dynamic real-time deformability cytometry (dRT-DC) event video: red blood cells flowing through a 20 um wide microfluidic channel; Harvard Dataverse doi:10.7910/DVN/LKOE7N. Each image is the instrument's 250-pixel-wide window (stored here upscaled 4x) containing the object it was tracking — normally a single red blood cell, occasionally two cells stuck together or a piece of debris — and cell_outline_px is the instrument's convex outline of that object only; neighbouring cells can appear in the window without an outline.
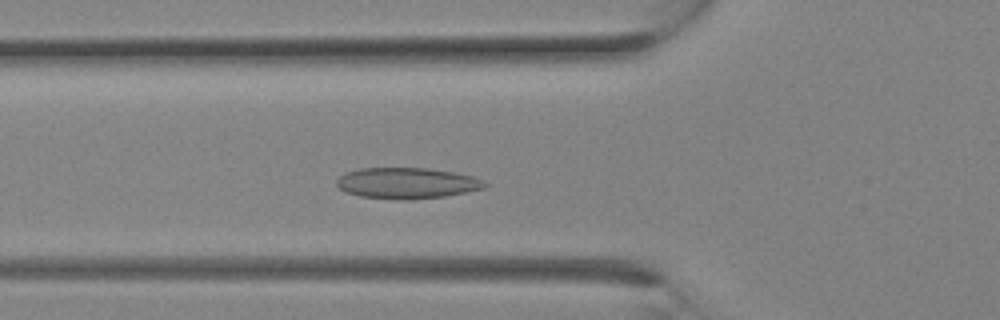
{"species": "Egyptian fruit bat (a non-hibernating species)", "species_latin": "Rousettus aegyptiacus", "temperature_condition": "room temperature", "stored_images_in_passage": 9, "camera_frame_rate_fps": 3000, "um_per_image_px": 0.085, "animal": {"sex": "female"}, "frame": {"image": 1, "passage_image": 7, "time_ms": 2.0, "image_size_px": [1000, 320], "cell_outline_px": [[488, 184], [484, 188], [444, 196], [396, 200], [360, 196], [348, 192], [340, 188], [336, 184], [336, 180], [344, 172], [360, 168], [428, 168], [452, 172], [472, 176], [484, 180]], "centroid_in_image_um": [34.56, 15.55], "position_along_channel_um": 91.2, "area_um2": 26.53}}
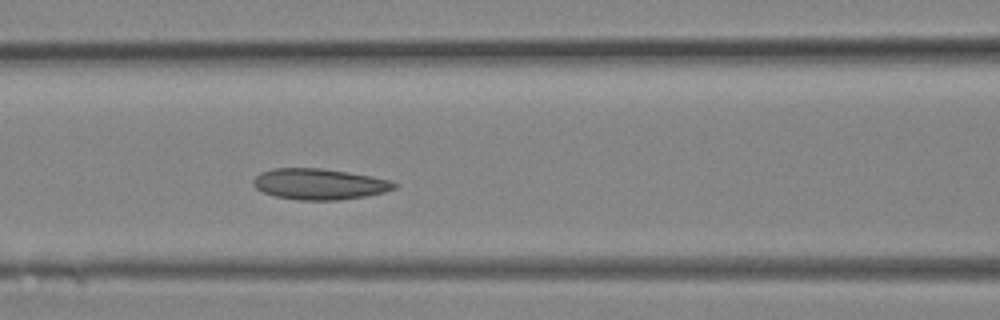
{"frame": {"image": 2, "passage_image": 9, "time_ms": 2.667, "image_size_px": [1000, 320], "cell_outline_px": [[400, 184], [396, 188], [384, 192], [364, 196], [336, 200], [296, 200], [276, 196], [264, 192], [256, 188], [252, 184], [252, 180], [260, 172], [272, 168], [324, 168], [348, 172], [388, 180]], "centroid_in_image_um": [27.11, 15.64], "position_along_channel_um": 139.5, "area_um2": 25.37}}